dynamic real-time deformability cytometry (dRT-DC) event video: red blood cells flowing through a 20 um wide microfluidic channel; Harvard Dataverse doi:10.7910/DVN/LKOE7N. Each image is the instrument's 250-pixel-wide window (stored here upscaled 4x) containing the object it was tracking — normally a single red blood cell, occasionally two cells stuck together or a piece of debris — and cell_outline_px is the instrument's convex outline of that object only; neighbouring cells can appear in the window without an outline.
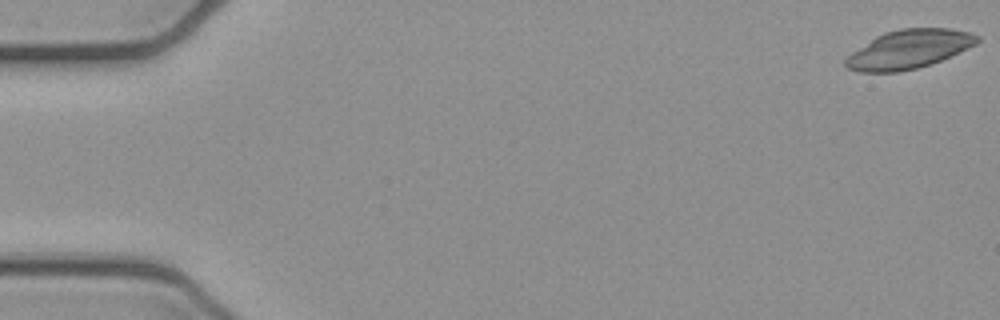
{"species": "common noctule bat (a hibernating species)", "species_latin": "Nyctalus noctula", "temperature_condition": "cold", "stored_images_in_passage": 10, "camera_frame_rate_fps": 3000, "um_per_image_px": 0.085, "animal": {"sex": "female", "body_mass_g": 21.9}, "frame": {"image": 1, "passage_image": 1, "time_ms": 0.0, "image_size_px": [1000, 320], "cell_outline_px": [[980, 40], [976, 44], [940, 60], [916, 68], [900, 72], [860, 72], [848, 68], [844, 64], [844, 60], [852, 52], [876, 36], [884, 32], [900, 28], [948, 28], [968, 32], [980, 36]], "centroid_in_image_um": [77.23, 4.18], "position_along_channel_um": 7.8, "area_um2": 29.42}}